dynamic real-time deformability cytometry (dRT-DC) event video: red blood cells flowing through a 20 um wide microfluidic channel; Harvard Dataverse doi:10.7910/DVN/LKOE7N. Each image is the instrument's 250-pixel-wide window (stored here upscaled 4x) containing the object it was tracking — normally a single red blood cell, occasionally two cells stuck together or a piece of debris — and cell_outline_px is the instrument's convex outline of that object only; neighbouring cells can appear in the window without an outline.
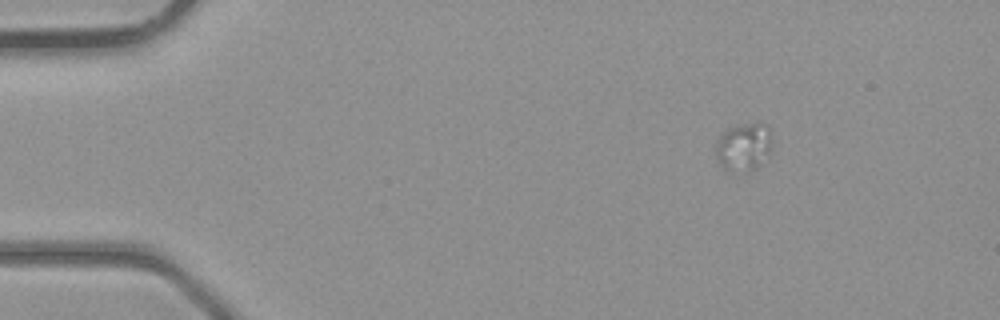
{"species": "common noctule bat (a hibernating species)", "species_latin": "Nyctalus noctula", "temperature_condition": "room temperature", "stored_images_in_passage": 4, "camera_frame_rate_fps": 3000, "um_per_image_px": 0.085, "animal": {"sex": "male", "body_mass_g": 23.1, "forearm_length_mm": 52.7}, "frame": {"image": 1, "passage_image": 1, "time_ms": 0.0, "image_size_px": [1000, 320], "cell_outline_px": [[772, 144], [768, 152], [756, 168], [752, 168], [720, 164], [716, 160], [716, 144], [720, 136], [728, 128], [736, 124], [768, 124]], "centroid_in_image_um": [63.22, 12.35], "position_along_channel_um": 21.8, "area_um2": 14.57}}